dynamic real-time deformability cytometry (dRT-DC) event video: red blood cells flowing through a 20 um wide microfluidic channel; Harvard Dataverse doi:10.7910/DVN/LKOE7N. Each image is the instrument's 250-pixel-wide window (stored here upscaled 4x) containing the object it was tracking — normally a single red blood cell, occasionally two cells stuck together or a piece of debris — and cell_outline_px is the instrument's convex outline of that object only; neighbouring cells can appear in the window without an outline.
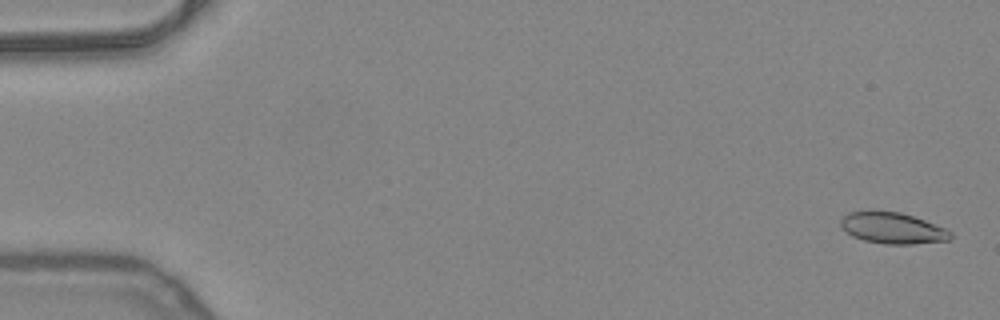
{"species": "common noctule bat (a hibernating species)", "species_latin": "Nyctalus noctula", "temperature_condition": "warm", "stored_images_in_passage": 52, "camera_frame_rate_fps": 3000, "um_per_image_px": 0.085, "animal": {"sex": "female", "body_mass_g": 24.6, "forearm_length_mm": 56.2}, "frame": {"image": 1, "passage_image": 2, "time_ms": 0.333, "image_size_px": [1000, 320], "cell_outline_px": [[952, 236], [948, 240], [912, 244], [884, 244], [864, 240], [852, 236], [840, 224], [840, 220], [848, 212], [900, 212], [924, 220], [944, 228], [952, 232]], "centroid_in_image_um": [75.88, 19.4], "position_along_channel_um": 9.1, "area_um2": 19.48}}
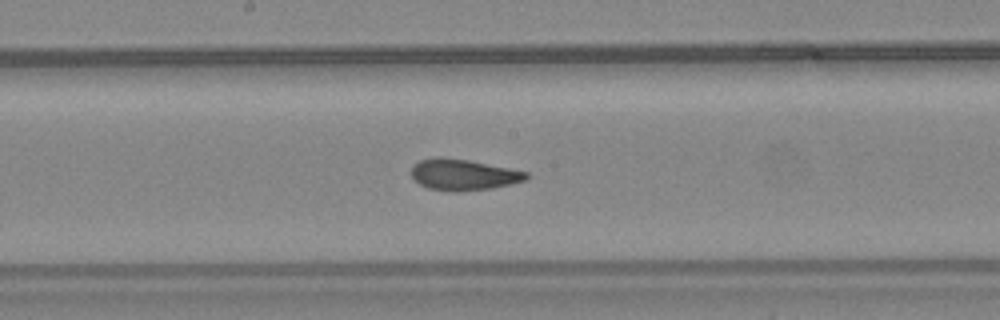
{"frame": {"image": 2, "passage_image": 28, "time_ms": 9.0, "image_size_px": [1000, 320], "cell_outline_px": [[532, 176], [528, 180], [492, 188], [456, 192], [452, 192], [428, 188], [420, 184], [412, 176], [412, 164], [420, 160], [436, 156], [440, 156], [468, 160], [528, 172]], "centroid_in_image_um": [39.4, 14.84], "position_along_channel_um": 208.8, "area_um2": 20.98}}
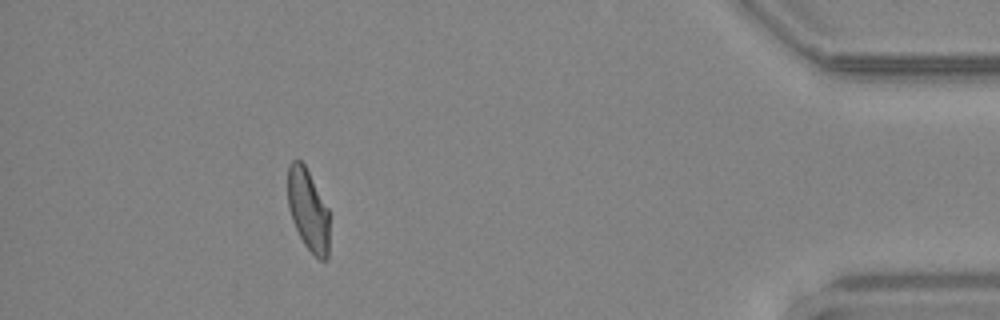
{"frame": {"image": 3, "passage_image": 47, "time_ms": 15.333, "image_size_px": [1000, 320], "cell_outline_px": [[328, 260], [320, 260], [304, 244], [292, 220], [288, 208], [288, 164], [292, 160], [300, 160], [304, 164], [328, 208]], "centroid_in_image_um": [26.18, 17.83], "position_along_channel_um": 409.0, "area_um2": 19.59}, "authors_computed_cell_mechanics": {"area_um2": 20.808, "velocity_mm_per_s": 4.0413, "shape_relaxation_time_tau1_ms": 10.1273, "shape_relaxation_time_tau2_ms": 1.2822, "deformation_change_tau1": 0.2336, "deformation_change_tau2": 0.0866}}